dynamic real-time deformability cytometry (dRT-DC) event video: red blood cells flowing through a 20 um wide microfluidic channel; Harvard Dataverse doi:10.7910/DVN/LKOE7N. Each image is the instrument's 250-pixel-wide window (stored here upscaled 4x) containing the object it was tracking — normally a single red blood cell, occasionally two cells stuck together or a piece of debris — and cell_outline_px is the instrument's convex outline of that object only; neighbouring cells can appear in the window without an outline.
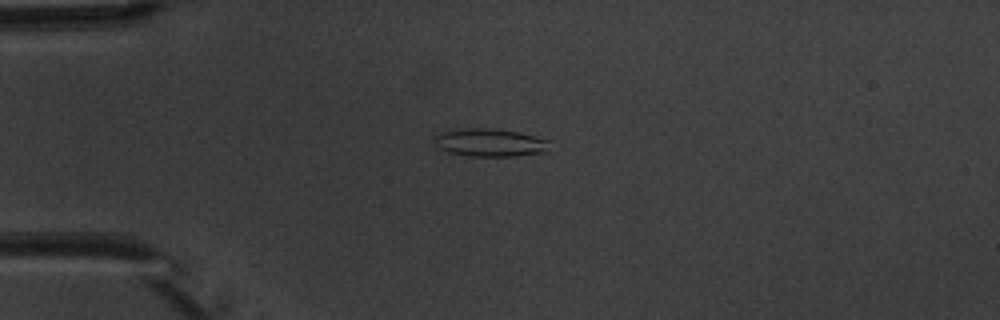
{"species": "common noctule bat (a hibernating species)", "species_latin": "Nyctalus noctula", "temperature_condition": "warm", "stored_images_in_passage": 6, "camera_frame_rate_fps": 3000, "um_per_image_px": 0.085, "animal": {"sex": "male", "body_mass_g": 20.1, "forearm_length_mm": 53.5}, "frame": {"image": 1, "passage_image": 2, "time_ms": 2.0, "image_size_px": [1000, 320], "cell_outline_px": [[552, 140], [548, 152], [516, 156], [468, 156], [448, 152], [440, 148], [436, 144], [436, 136], [440, 132], [468, 128], [492, 128], [520, 132]], "centroid_in_image_um": [41.75, 12.12], "position_along_channel_um": 43.2, "area_um2": 18.96}}
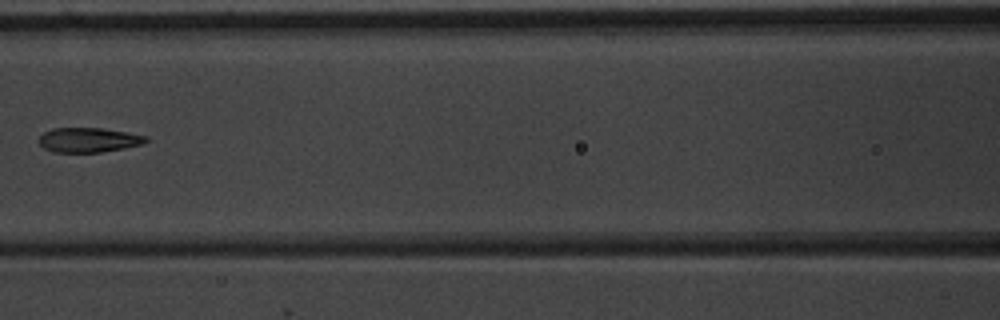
{"frame": {"image": 2, "passage_image": 5, "time_ms": 5.667, "image_size_px": [1000, 320], "cell_outline_px": [[148, 140], [144, 144], [124, 148], [100, 152], [52, 152], [44, 148], [36, 140], [44, 132], [52, 128], [104, 128], [128, 132], [148, 136]], "centroid_in_image_um": [7.53, 11.89], "position_along_channel_um": 159.1, "area_um2": 15.55}}
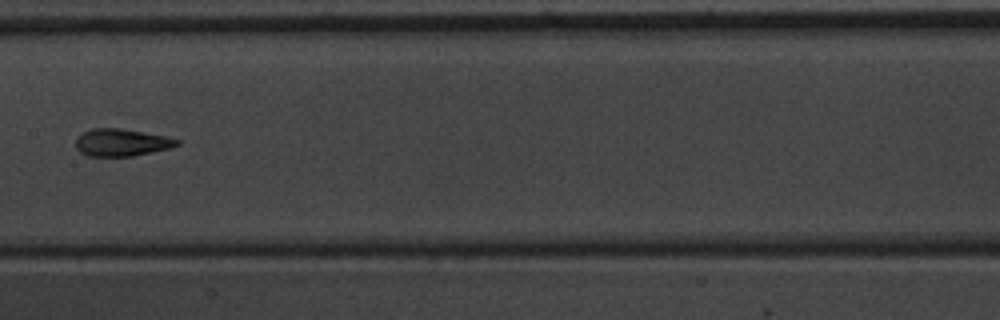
{"frame": {"image": 3, "passage_image": 6, "time_ms": 6.667, "image_size_px": [1000, 320], "cell_outline_px": [[180, 144], [172, 148], [132, 156], [88, 156], [80, 152], [76, 148], [76, 136], [92, 128], [120, 128], [164, 136], [180, 140]], "centroid_in_image_um": [10.32, 12.11], "position_along_channel_um": 197.1, "area_um2": 16.13}}